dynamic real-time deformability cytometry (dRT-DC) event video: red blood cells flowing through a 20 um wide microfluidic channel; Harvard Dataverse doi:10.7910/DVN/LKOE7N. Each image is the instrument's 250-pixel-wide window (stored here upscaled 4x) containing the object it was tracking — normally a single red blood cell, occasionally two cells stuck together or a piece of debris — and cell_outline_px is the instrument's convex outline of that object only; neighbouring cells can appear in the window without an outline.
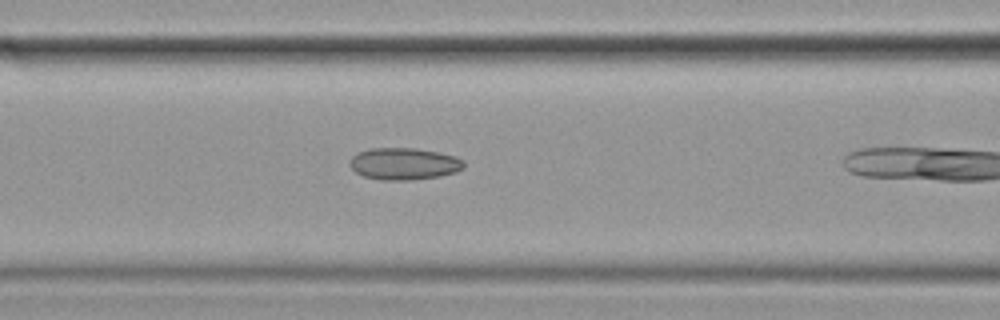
{"species": "common noctule bat (a hibernating species)", "species_latin": "Nyctalus noctula", "temperature_condition": "cold", "stored_images_in_passage": 20, "camera_frame_rate_fps": 3000, "um_per_image_px": 0.085, "animal": {"sex": "female", "body_mass_g": 19.9}, "frame": {"image": 1, "passage_image": 15, "time_ms": 4.667, "image_size_px": [1000, 320], "cell_outline_px": [[464, 168], [456, 172], [440, 176], [412, 180], [380, 180], [364, 176], [356, 172], [348, 164], [352, 156], [368, 148], [416, 148], [456, 156], [464, 160]], "centroid_in_image_um": [34.35, 13.92], "position_along_channel_um": 132.3, "area_um2": 21.33}}